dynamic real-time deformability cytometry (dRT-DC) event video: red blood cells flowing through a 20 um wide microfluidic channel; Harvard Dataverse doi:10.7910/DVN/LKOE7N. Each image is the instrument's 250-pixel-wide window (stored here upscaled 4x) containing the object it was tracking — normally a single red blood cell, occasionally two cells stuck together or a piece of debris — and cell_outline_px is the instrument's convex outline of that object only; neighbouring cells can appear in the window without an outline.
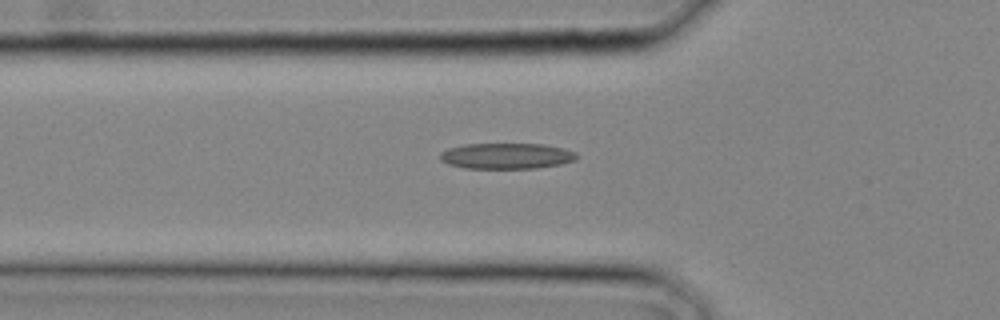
{"species": "common noctule bat (a hibernating species)", "species_latin": "Nyctalus noctula", "temperature_condition": "cold", "stored_images_in_passage": 20, "camera_frame_rate_fps": 3000, "um_per_image_px": 0.085, "animal": {"sex": "male", "body_mass_g": 20.4}, "frame": {"image": 1, "passage_image": 10, "time_ms": 3.0, "image_size_px": [1000, 320], "cell_outline_px": [[580, 156], [576, 160], [560, 164], [536, 168], [464, 168], [448, 164], [440, 160], [440, 152], [448, 148], [464, 144], [544, 144], [576, 152]], "centroid_in_image_um": [43.05, 13.25], "position_along_channel_um": 82.8, "area_um2": 20.58}}
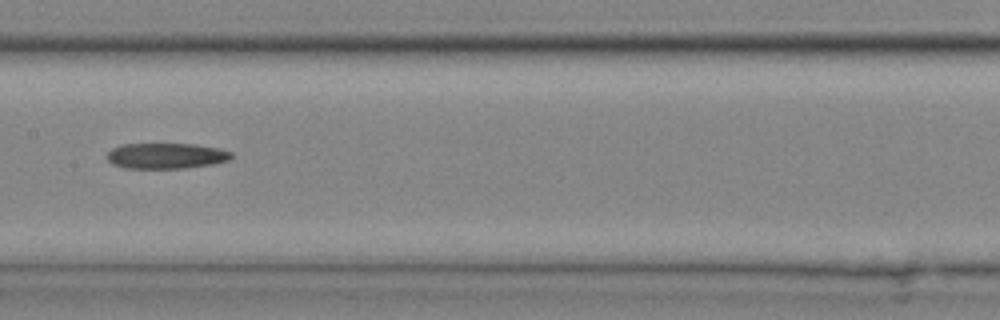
{"frame": {"image": 2, "passage_image": 15, "time_ms": 4.667, "image_size_px": [1000, 320], "cell_outline_px": [[232, 156], [228, 160], [212, 164], [188, 168], [124, 168], [112, 164], [108, 160], [108, 152], [112, 148], [120, 144], [196, 144], [220, 148], [232, 152]], "centroid_in_image_um": [14.12, 13.24], "position_along_channel_um": 193.3, "area_um2": 18.67}}
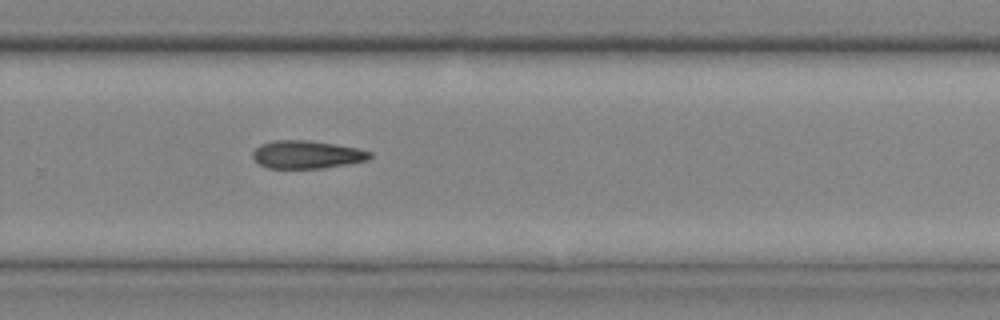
{"frame": {"image": 3, "passage_image": 20, "time_ms": 6.333, "image_size_px": [1000, 320], "cell_outline_px": [[372, 156], [368, 160], [324, 168], [268, 168], [260, 164], [252, 156], [252, 152], [260, 144], [272, 140], [308, 140], [356, 148], [372, 152]], "centroid_in_image_um": [26.06, 13.13], "position_along_channel_um": 303.7, "area_um2": 18.96}}